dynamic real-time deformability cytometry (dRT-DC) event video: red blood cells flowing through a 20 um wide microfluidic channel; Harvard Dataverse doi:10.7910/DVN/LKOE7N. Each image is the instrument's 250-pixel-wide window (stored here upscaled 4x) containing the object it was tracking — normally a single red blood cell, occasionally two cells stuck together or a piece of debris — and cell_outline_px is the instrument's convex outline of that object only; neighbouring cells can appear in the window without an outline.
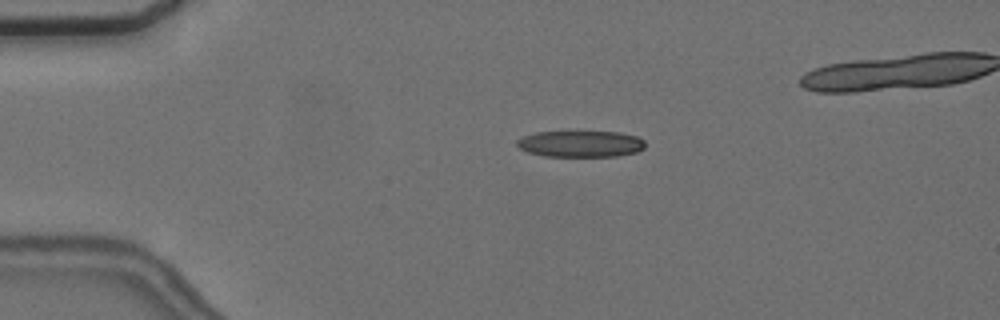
{"species": "common noctule bat (a hibernating species)", "species_latin": "Nyctalus noctula", "temperature_condition": "cold", "stored_images_in_passage": 6, "camera_frame_rate_fps": 3000, "um_per_image_px": 0.085, "animal": {"sex": "female", "body_mass_g": 24.6, "forearm_length_mm": 56.2}, "frame": {"image": 1, "passage_image": 4, "time_ms": 3.667, "image_size_px": [1000, 320], "cell_outline_px": [[644, 148], [636, 152], [616, 156], [544, 156], [528, 152], [520, 148], [516, 144], [516, 140], [524, 136], [536, 132], [620, 132], [636, 136], [644, 140]], "centroid_in_image_um": [49.35, 12.23], "position_along_channel_um": 35.7, "area_um2": 19.59}}